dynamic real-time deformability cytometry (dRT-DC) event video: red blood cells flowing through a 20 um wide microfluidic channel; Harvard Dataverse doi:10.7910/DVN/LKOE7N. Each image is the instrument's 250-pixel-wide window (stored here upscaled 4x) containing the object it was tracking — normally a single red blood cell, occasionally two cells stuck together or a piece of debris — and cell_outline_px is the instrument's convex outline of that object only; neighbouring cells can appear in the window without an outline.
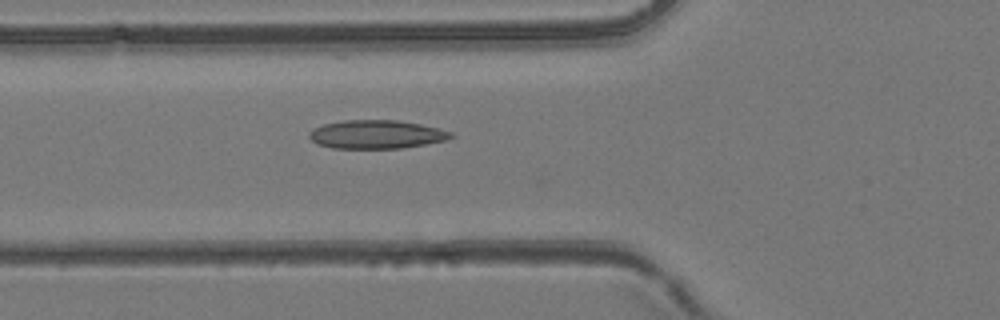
{"species": "common noctule bat (a hibernating species)", "species_latin": "Nyctalus noctula", "temperature_condition": "room temperature", "stored_images_in_passage": 33, "camera_frame_rate_fps": 3000, "um_per_image_px": 0.085, "animal": {"sex": "female", "body_mass_g": 24.6, "forearm_length_mm": 56.2}, "frame": {"image": 1, "passage_image": 3, "time_ms": 0.667, "image_size_px": [1000, 320], "cell_outline_px": [[456, 136], [444, 140], [424, 144], [400, 148], [332, 148], [320, 144], [312, 140], [308, 136], [308, 132], [312, 128], [324, 124], [344, 120], [396, 120], [420, 124], [452, 132]], "centroid_in_image_um": [31.97, 11.41], "position_along_channel_um": 93.8, "area_um2": 23.35}}
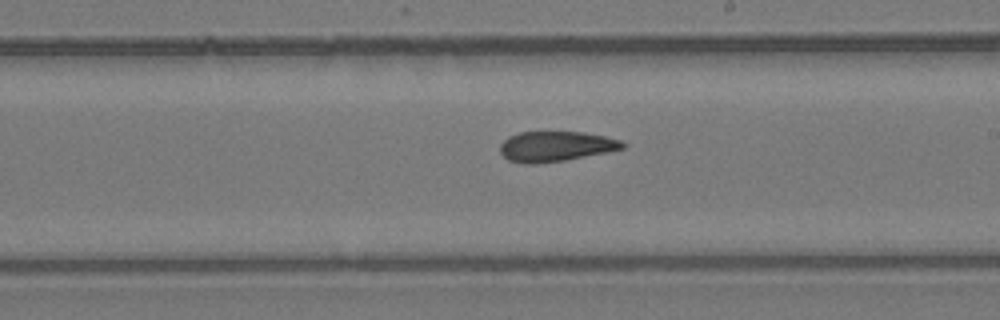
{"frame": {"image": 2, "passage_image": 13, "time_ms": 4.0, "image_size_px": [1000, 320], "cell_outline_px": [[628, 144], [624, 148], [564, 160], [532, 164], [528, 164], [508, 160], [500, 152], [500, 144], [508, 136], [520, 132], [584, 132], [604, 136], [620, 140]], "centroid_in_image_um": [47.21, 12.43], "position_along_channel_um": 241.8, "area_um2": 21.33}}
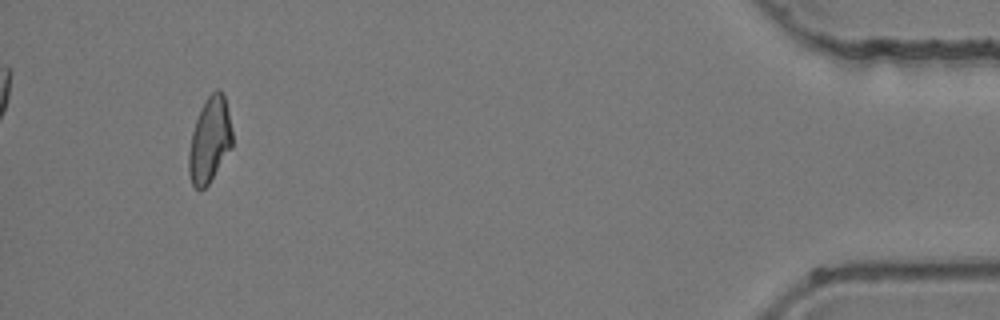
{"frame": {"image": 3, "passage_image": 30, "time_ms": 9.667, "image_size_px": [1000, 320], "cell_outline_px": [[232, 148], [208, 184], [204, 188], [196, 188], [192, 184], [188, 172], [188, 152], [192, 132], [200, 108], [204, 100], [216, 88], [220, 88], [224, 96], [228, 112], [232, 132]], "centroid_in_image_um": [17.81, 11.88], "position_along_channel_um": 417.4, "area_um2": 21.62}}